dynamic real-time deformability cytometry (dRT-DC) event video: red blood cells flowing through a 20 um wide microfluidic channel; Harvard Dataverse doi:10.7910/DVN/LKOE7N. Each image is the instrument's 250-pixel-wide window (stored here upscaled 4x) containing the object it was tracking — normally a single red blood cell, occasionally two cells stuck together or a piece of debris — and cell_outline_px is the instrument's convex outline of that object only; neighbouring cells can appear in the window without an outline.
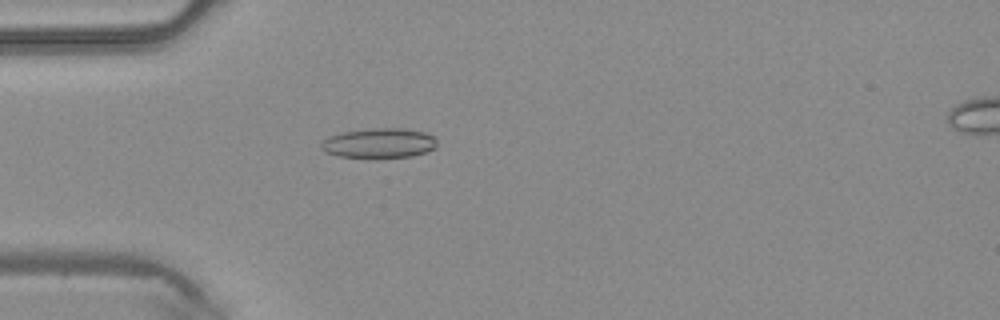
{"species": "common noctule bat (a hibernating species)", "species_latin": "Nyctalus noctula", "temperature_condition": "warm", "stored_images_in_passage": 4, "camera_frame_rate_fps": 3000, "um_per_image_px": 0.085, "animal": {"sex": "male", "body_mass_g": 20.4}, "frame": {"image": 1, "passage_image": 3, "time_ms": 0.667, "image_size_px": [1000, 320], "cell_outline_px": [[436, 148], [412, 156], [376, 160], [340, 156], [324, 152], [320, 148], [320, 144], [328, 136], [344, 132], [372, 128], [404, 128], [424, 132], [436, 136]], "centroid_in_image_um": [32.22, 12.2], "position_along_channel_um": 52.8, "area_um2": 20.81}}